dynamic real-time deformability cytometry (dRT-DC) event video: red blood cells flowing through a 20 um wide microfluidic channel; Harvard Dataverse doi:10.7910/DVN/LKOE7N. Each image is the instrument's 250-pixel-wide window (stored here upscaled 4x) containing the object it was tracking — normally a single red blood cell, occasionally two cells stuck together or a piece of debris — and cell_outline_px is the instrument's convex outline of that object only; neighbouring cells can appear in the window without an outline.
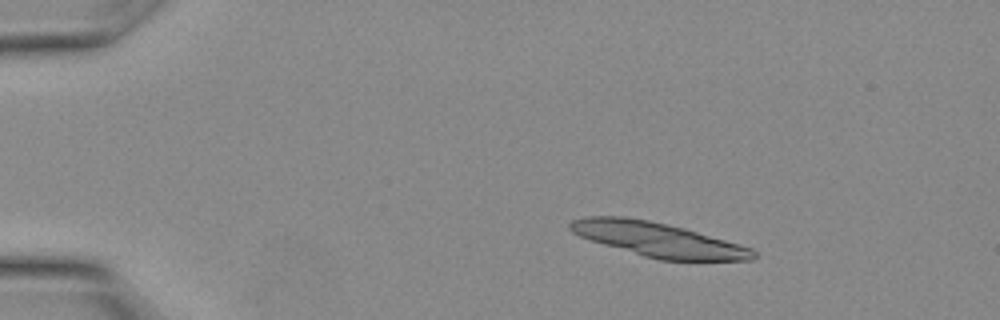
{"species": "Egyptian fruit bat (a non-hibernating species)", "species_latin": "Rousettus aegyptiacus", "temperature_condition": "warm", "stored_images_in_passage": 15, "segment_of_instrument_passage": [1, 2], "camera_frame_rate_fps": 3000, "um_per_image_px": 0.085, "animal": {"sex": "female"}, "frame": {"image": 1, "passage_image": 3, "time_ms": 0.667, "image_size_px": [1000, 320], "cell_outline_px": [[756, 256], [752, 260], [660, 260], [644, 256], [588, 240], [572, 232], [568, 228], [568, 224], [572, 220], [584, 216], [624, 216], [648, 220], [668, 224], [684, 228], [752, 248], [756, 252]], "centroid_in_image_um": [55.88, 20.35], "position_along_channel_um": 29.1, "area_um2": 36.47}}